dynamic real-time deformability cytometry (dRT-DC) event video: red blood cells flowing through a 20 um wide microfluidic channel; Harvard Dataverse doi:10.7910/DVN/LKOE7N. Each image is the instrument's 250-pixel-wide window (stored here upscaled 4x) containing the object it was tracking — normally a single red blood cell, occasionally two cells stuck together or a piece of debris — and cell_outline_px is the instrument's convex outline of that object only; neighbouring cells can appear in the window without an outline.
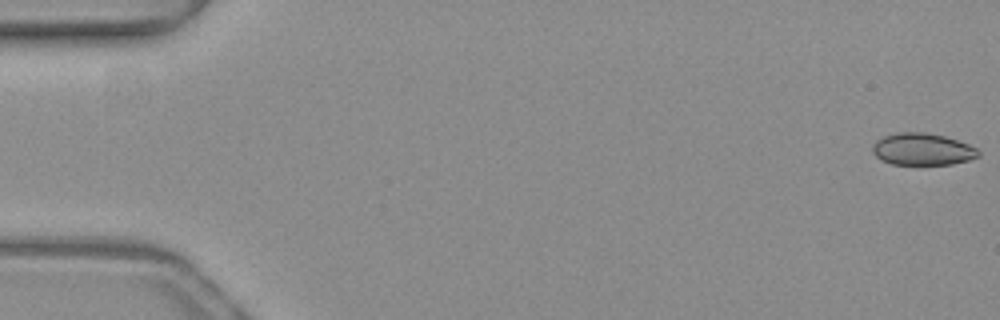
{"species": "common noctule bat (a hibernating species)", "species_latin": "Nyctalus noctula", "temperature_condition": "warm", "stored_images_in_passage": 52, "camera_frame_rate_fps": 3000, "um_per_image_px": 0.085, "animal": {"sex": "female", "body_mass_g": 19.3, "forearm_length_mm": 54.1}, "frame": {"image": 1, "passage_image": 1, "time_ms": 0.0, "image_size_px": [1000, 320], "cell_outline_px": [[980, 156], [968, 160], [952, 164], [892, 164], [880, 160], [872, 152], [872, 144], [876, 140], [884, 136], [896, 132], [924, 132], [944, 136], [968, 144], [976, 148], [980, 152]], "centroid_in_image_um": [78.38, 12.68], "position_along_channel_um": 6.6, "area_um2": 19.77}}
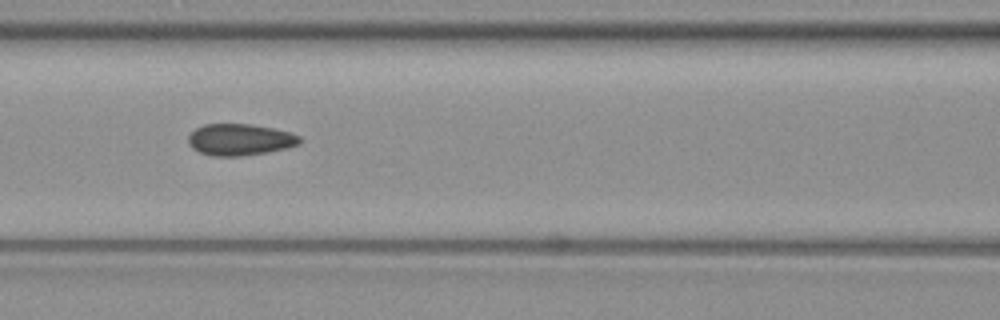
{"frame": {"image": 2, "passage_image": 23, "time_ms": 7.333, "image_size_px": [1000, 320], "cell_outline_px": [[300, 144], [288, 148], [268, 152], [240, 156], [212, 156], [200, 152], [192, 148], [188, 144], [188, 136], [196, 128], [204, 124], [252, 124], [272, 128], [288, 132], [300, 136]], "centroid_in_image_um": [20.38, 11.87], "position_along_channel_um": 146.2, "area_um2": 20.52}}
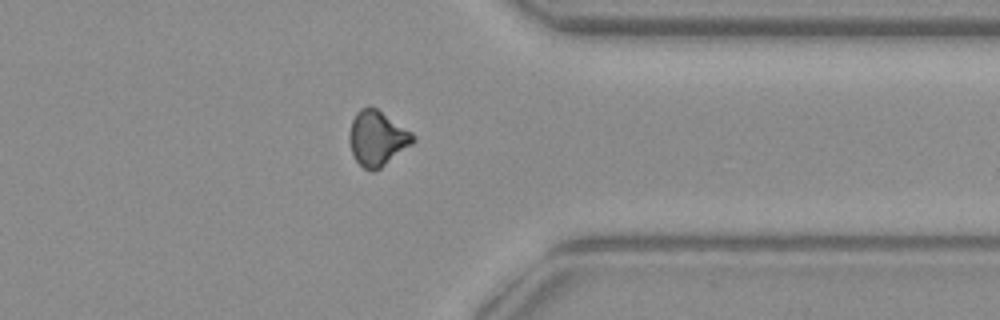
{"frame": {"image": 3, "passage_image": 41, "time_ms": 13.333, "image_size_px": [1000, 320], "cell_outline_px": [[416, 140], [412, 144], [380, 168], [372, 172], [368, 172], [356, 160], [352, 152], [348, 140], [348, 136], [352, 120], [356, 112], [360, 108], [368, 104], [376, 108], [412, 132], [416, 136]], "centroid_in_image_um": [32.05, 11.74], "position_along_channel_um": 379.4, "area_um2": 20.52}, "authors_computed_cell_mechanics": {"area_um2": 20.3745, "velocity_mm_per_s": 4.0232, "shape_relaxation_time_tau1_ms": null, "shape_relaxation_time_tau2_ms": 1.9235, "deformation_change_tau1": null, "deformation_change_tau2": 0.0637}}